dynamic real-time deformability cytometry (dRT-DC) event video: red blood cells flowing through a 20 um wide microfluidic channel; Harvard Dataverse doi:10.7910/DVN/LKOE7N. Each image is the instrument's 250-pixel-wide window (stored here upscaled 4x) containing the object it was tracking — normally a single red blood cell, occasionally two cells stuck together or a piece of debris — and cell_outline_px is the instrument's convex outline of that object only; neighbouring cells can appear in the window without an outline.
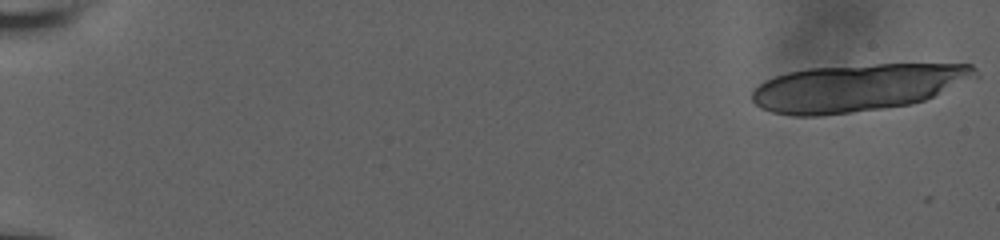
{"species": "human", "species_latin": "Homo sapiens", "temperature_condition": "room temperature", "stored_images_in_passage": 22, "camera_frame_rate_fps": 3000, "um_per_image_px": 0.085, "donor": {"sex": "male"}, "frame": {"image": 1, "passage_image": 1, "time_ms": 0.0, "image_size_px": [1000, 240], "cell_outline_px": [[980, 76], [924, 100], [908, 104], [880, 108], [820, 116], [796, 116], [772, 112], [760, 108], [752, 100], [752, 92], [764, 80], [788, 72], [808, 68], [876, 64], [972, 64], [976, 68]], "centroid_in_image_um": [72.87, 7.44], "position_along_channel_um": 12.1, "area_um2": 61.27}}
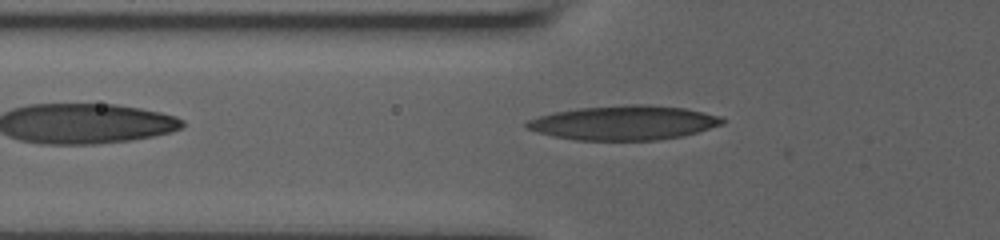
{"frame": {"image": 2, "passage_image": 22, "time_ms": 7.333, "image_size_px": [1000, 240], "cell_outline_px": [[724, 124], [696, 132], [680, 136], [656, 140], [576, 140], [552, 136], [536, 132], [524, 128], [524, 124], [528, 120], [540, 116], [556, 112], [580, 108], [632, 104], [648, 104], [684, 108], [720, 116], [724, 120]], "centroid_in_image_um": [53.0, 10.44], "position_along_channel_um": 72.8, "area_um2": 38.96}}